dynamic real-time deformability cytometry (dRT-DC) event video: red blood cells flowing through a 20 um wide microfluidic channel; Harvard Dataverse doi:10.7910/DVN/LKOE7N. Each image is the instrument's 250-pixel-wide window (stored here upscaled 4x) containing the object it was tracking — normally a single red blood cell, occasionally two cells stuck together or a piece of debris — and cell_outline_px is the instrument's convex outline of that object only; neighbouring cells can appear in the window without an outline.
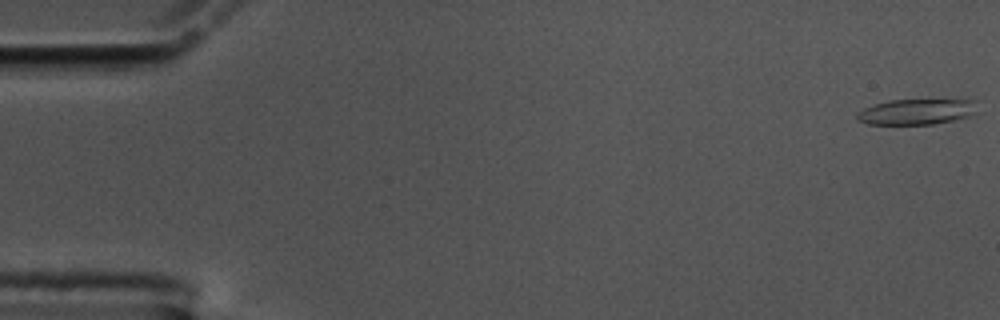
{"species": "common noctule bat (a hibernating species)", "species_latin": "Nyctalus noctula", "temperature_condition": "cold", "stored_images_in_passage": 15, "camera_frame_rate_fps": 3000, "um_per_image_px": 0.085, "animal": {"sex": "male", "body_mass_g": 17.5, "forearm_length_mm": 52.3}, "frame": {"image": 1, "passage_image": 1, "time_ms": 0.0, "image_size_px": [1000, 320], "cell_outline_px": [[976, 112], [968, 116], [952, 120], [932, 124], [868, 124], [856, 120], [856, 112], [864, 108], [888, 100], [976, 100]], "centroid_in_image_um": [77.86, 9.5], "position_along_channel_um": 7.1, "area_um2": 17.8}}